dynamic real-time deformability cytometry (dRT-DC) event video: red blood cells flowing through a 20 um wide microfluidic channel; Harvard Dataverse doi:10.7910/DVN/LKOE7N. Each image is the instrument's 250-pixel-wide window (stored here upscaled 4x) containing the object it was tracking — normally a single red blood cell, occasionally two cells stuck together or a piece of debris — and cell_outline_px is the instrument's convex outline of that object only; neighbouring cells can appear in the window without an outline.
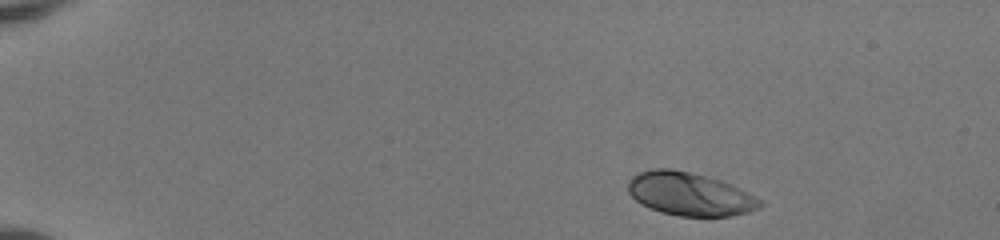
{"species": "human", "species_latin": "Homo sapiens", "temperature_condition": "room temperature", "stored_images_in_passage": 44, "camera_frame_rate_fps": 3000, "um_per_image_px": 0.085, "donor": {"sex": "female"}, "frame": {"image": 1, "passage_image": 1, "time_ms": 0.0, "image_size_px": [1000, 240], "cell_outline_px": [[764, 204], [760, 208], [748, 212], [732, 216], [680, 216], [660, 212], [648, 208], [640, 204], [628, 192], [628, 180], [636, 172], [652, 168], [672, 168], [720, 180], [760, 200]], "centroid_in_image_um": [58.54, 16.49], "position_along_channel_um": 26.5, "area_um2": 33.06}}
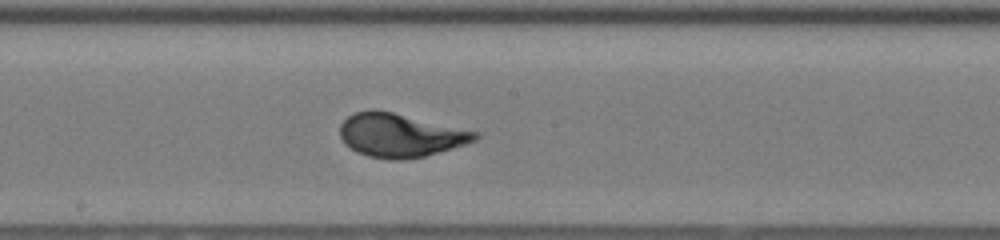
{"frame": {"image": 2, "passage_image": 23, "time_ms": 7.333, "image_size_px": [1000, 240], "cell_outline_px": [[480, 136], [476, 140], [452, 148], [424, 156], [404, 160], [388, 160], [368, 156], [356, 152], [344, 144], [340, 136], [340, 124], [348, 116], [356, 112], [372, 108], [376, 108], [480, 132]], "centroid_in_image_um": [33.99, 11.49], "position_along_channel_um": 214.2, "area_um2": 34.56}}
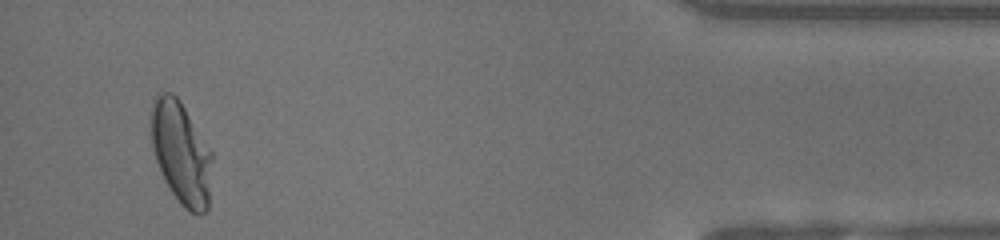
{"frame": {"image": 3, "passage_image": 42, "time_ms": 13.667, "image_size_px": [1000, 240], "cell_outline_px": [[212, 160], [208, 208], [200, 216], [188, 212], [180, 204], [172, 192], [156, 160], [152, 148], [152, 100], [160, 92], [172, 92], [180, 100], [212, 152]], "centroid_in_image_um": [15.41, 13.01], "position_along_channel_um": 419.8, "area_um2": 36.18}}